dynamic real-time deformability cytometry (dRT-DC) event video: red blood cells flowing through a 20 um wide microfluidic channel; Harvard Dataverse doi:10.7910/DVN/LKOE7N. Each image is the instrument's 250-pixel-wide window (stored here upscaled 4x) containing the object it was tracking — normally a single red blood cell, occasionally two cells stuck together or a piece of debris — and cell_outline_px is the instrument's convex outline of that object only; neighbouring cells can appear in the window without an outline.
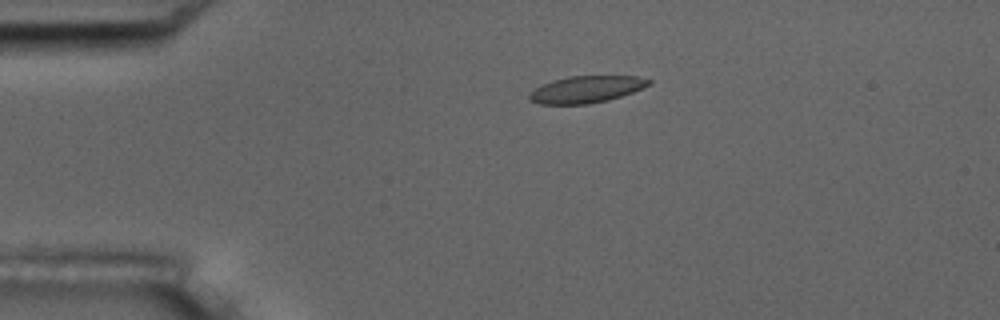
{"species": "common noctule bat (a hibernating species)", "species_latin": "Nyctalus noctula", "temperature_condition": "room temperature", "stored_images_in_passage": 2, "camera_frame_rate_fps": 3000, "um_per_image_px": 0.085, "animal": {"sex": "male", "body_mass_g": 17.5, "forearm_length_mm": 52.3}, "frame": {"image": 1, "passage_image": 1, "time_ms": 0.0, "image_size_px": [1000, 320], "cell_outline_px": [[652, 84], [632, 92], [608, 100], [588, 104], [540, 104], [528, 100], [528, 96], [536, 88], [552, 80], [568, 76], [636, 76], [652, 80]], "centroid_in_image_um": [49.84, 7.59], "position_along_channel_um": 35.2, "area_um2": 18.61}}